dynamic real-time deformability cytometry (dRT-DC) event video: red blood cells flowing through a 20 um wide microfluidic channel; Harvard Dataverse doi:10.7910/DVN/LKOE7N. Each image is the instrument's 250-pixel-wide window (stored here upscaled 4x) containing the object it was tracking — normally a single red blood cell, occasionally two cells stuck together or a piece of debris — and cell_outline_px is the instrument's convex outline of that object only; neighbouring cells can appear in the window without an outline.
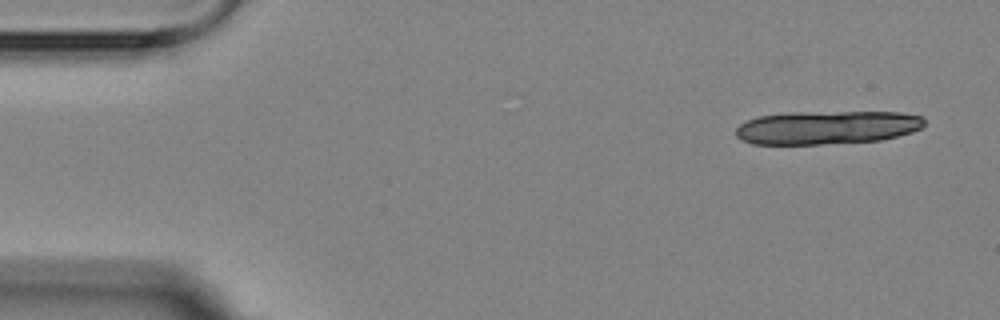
{"species": "Egyptian fruit bat (a non-hibernating species)", "species_latin": "Rousettus aegyptiacus", "temperature_condition": "room temperature", "stored_images_in_passage": 3, "camera_frame_rate_fps": 3000, "um_per_image_px": 0.085, "animal": {"sex": "female"}, "frame": {"image": 1, "passage_image": 3, "time_ms": 2.0, "image_size_px": [1000, 320], "cell_outline_px": [[924, 128], [912, 132], [880, 140], [820, 144], [752, 144], [740, 140], [736, 136], [736, 128], [740, 124], [748, 120], [760, 116], [792, 112], [900, 112], [924, 116]], "centroid_in_image_um": [70.31, 10.83], "position_along_channel_um": 14.7, "area_um2": 36.88}}